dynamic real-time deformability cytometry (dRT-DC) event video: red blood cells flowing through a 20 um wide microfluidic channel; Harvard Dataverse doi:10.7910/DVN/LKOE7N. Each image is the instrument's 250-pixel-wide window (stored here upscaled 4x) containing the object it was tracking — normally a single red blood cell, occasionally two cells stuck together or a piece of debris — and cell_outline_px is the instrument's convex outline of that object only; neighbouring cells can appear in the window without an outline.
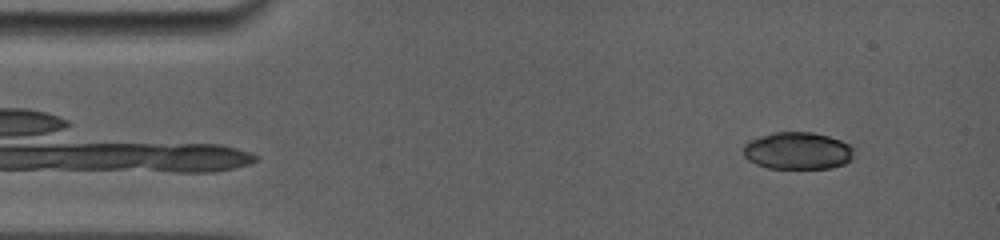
{"species": "common noctule bat (a hibernating species)", "species_latin": "Nyctalus noctula", "temperature_condition": "room temperature", "stored_images_in_passage": 8, "camera_frame_rate_fps": 5000, "um_per_image_px": 0.085, "animal": {"sex": "female", "body_mass_g": 19.0, "forearm_length_mm": 56.7}, "frame": {"image": 1, "passage_image": 3, "time_ms": 1.0, "image_size_px": [1000, 240], "cell_outline_px": [[856, 148], [852, 160], [844, 164], [832, 168], [768, 168], [756, 164], [748, 160], [744, 156], [744, 144], [752, 140], [776, 132], [812, 132], [828, 136], [840, 140]], "centroid_in_image_um": [67.86, 12.83], "position_along_channel_um": 17.1, "area_um2": 23.99}}
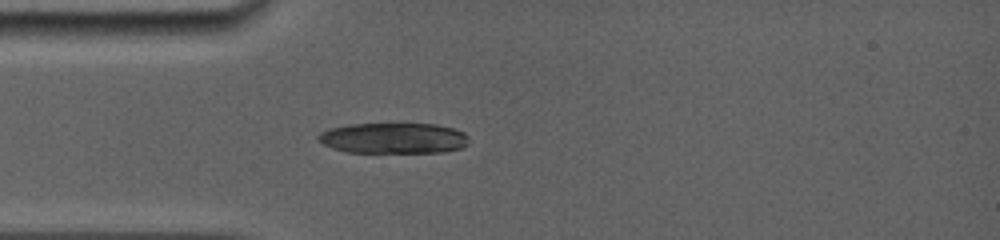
{"frame": {"image": 2, "passage_image": 8, "time_ms": 3.8, "image_size_px": [1000, 240], "cell_outline_px": [[468, 144], [460, 148], [444, 152], [344, 152], [332, 148], [316, 140], [316, 136], [320, 132], [328, 128], [348, 124], [436, 124], [452, 128], [464, 132], [468, 136]], "centroid_in_image_um": [33.41, 11.74], "position_along_channel_um": 51.6, "area_um2": 27.11}}